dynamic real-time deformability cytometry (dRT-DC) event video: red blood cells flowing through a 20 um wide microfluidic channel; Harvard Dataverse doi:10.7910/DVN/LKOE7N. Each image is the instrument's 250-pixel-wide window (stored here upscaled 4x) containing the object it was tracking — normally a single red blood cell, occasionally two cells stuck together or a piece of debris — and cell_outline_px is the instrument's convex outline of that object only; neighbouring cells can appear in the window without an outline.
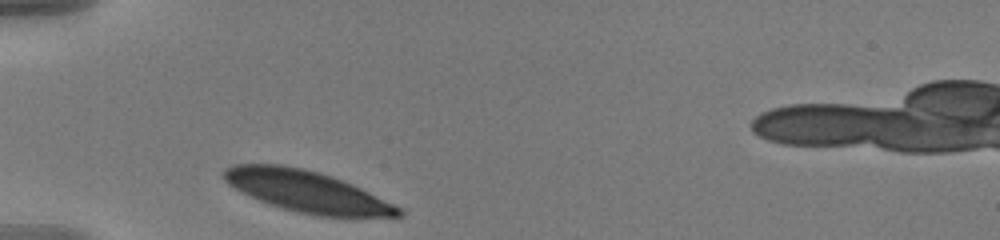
{"species": "human", "species_latin": "Homo sapiens", "temperature_condition": "warm", "stored_images_in_passage": 32, "camera_frame_rate_fps": 3000, "um_per_image_px": 0.085, "donor": {"sex": "male"}, "frame": {"image": 1, "passage_image": 1, "time_ms": 0.0, "image_size_px": [1000, 240], "cell_outline_px": [[404, 216], [316, 216], [296, 212], [260, 200], [228, 184], [220, 176], [220, 172], [224, 168], [232, 164], [284, 164], [304, 168], [320, 172], [332, 176], [352, 184], [404, 208]], "centroid_in_image_um": [26.08, 16.25], "position_along_channel_um": 58.9, "area_um2": 42.14}}
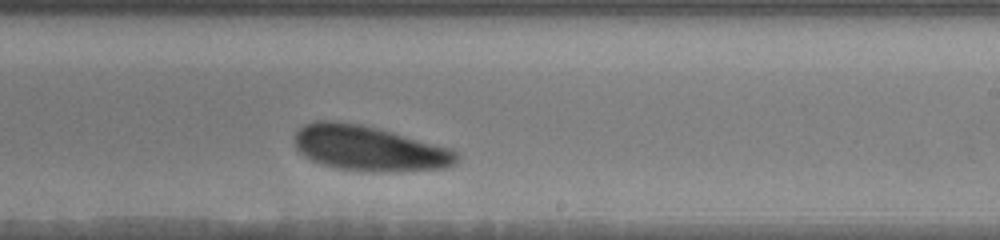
{"frame": {"image": 2, "passage_image": 19, "time_ms": 6.0, "image_size_px": [1000, 240], "cell_outline_px": [[460, 160], [456, 164], [444, 168], [384, 172], [368, 172], [336, 168], [320, 164], [304, 156], [296, 148], [292, 140], [292, 136], [304, 124], [316, 120], [336, 120], [360, 124], [380, 128], [452, 148], [460, 156]], "centroid_in_image_um": [31.36, 12.6], "position_along_channel_um": 257.6, "area_um2": 43.47}}
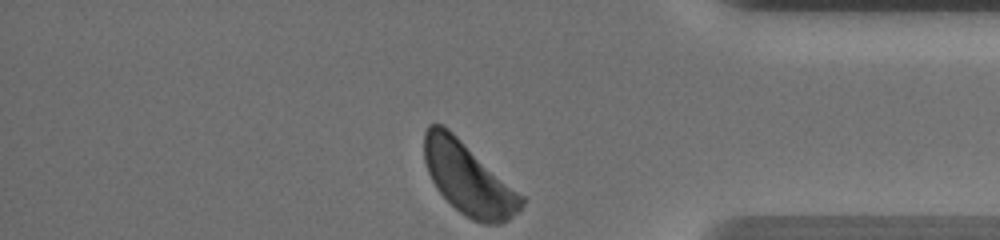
{"frame": {"image": 3, "passage_image": 32, "time_ms": 10.333, "image_size_px": [1000, 240], "cell_outline_px": [[524, 204], [508, 220], [500, 224], [484, 224], [472, 220], [464, 216], [436, 188], [428, 172], [424, 160], [424, 132], [428, 124], [440, 124], [448, 128], [524, 196]], "centroid_in_image_um": [39.8, 15.19], "position_along_channel_um": 395.4, "area_um2": 40.46}, "authors_computed_cell_mechanics": {"area_um2": 43.2633, "velocity_mm_per_s": 3.5171, "shape_relaxation_time_tau1_ms": 1.8673, "shape_relaxation_time_tau2_ms": null, "deformation_change_tau1": 0.0757, "deformation_change_tau2": null}}